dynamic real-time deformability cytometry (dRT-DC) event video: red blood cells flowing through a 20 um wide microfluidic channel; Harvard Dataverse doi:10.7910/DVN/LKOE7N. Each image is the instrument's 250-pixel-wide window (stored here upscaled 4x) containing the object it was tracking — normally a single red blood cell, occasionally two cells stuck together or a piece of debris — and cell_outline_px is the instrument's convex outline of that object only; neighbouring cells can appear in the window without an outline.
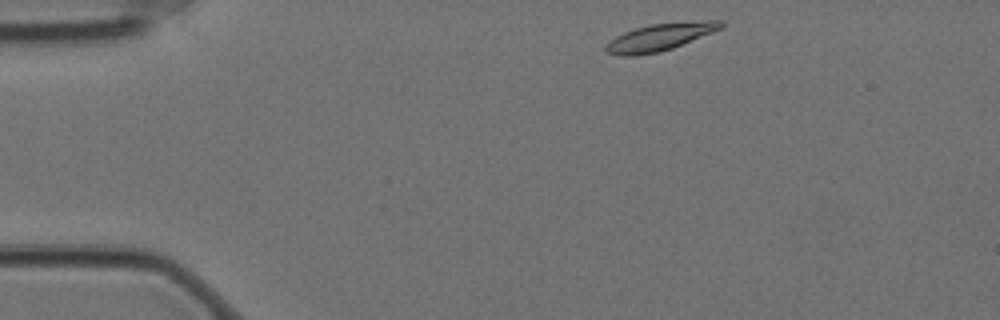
{"species": "Egyptian fruit bat (a non-hibernating species)", "species_latin": "Rousettus aegyptiacus", "temperature_condition": "cold", "stored_images_in_passage": 46, "camera_frame_rate_fps": 3000, "um_per_image_px": 0.085, "animal": {"sex": "female"}, "frame": {"image": 1, "passage_image": 1, "time_ms": 0.0, "image_size_px": [1000, 320], "cell_outline_px": [[724, 24], [720, 28], [712, 32], [672, 48], [660, 52], [636, 56], [620, 56], [608, 52], [604, 48], [616, 36], [624, 32], [636, 28], [652, 24], [708, 20], [720, 20]], "centroid_in_image_um": [56.08, 3.16], "position_along_channel_um": 28.9, "area_um2": 17.86}}
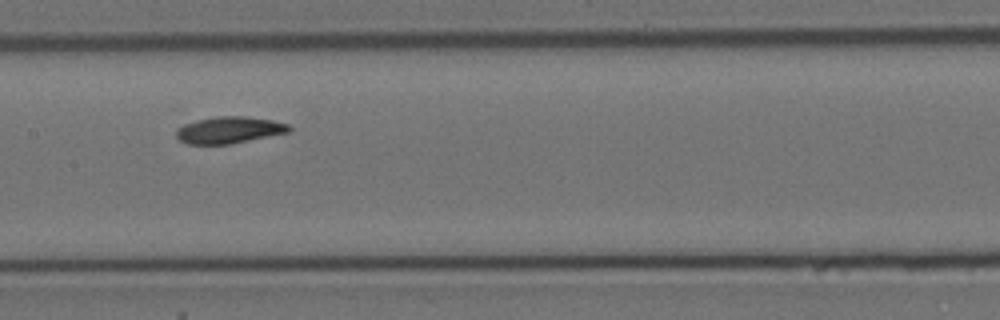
{"frame": {"image": 2, "passage_image": 20, "time_ms": 6.333, "image_size_px": [1000, 320], "cell_outline_px": [[292, 128], [288, 132], [228, 144], [188, 144], [180, 140], [176, 136], [176, 128], [184, 124], [196, 120], [216, 116], [244, 116], [272, 120], [288, 124]], "centroid_in_image_um": [19.44, 11.04], "position_along_channel_um": 188.0, "area_um2": 17.4}}
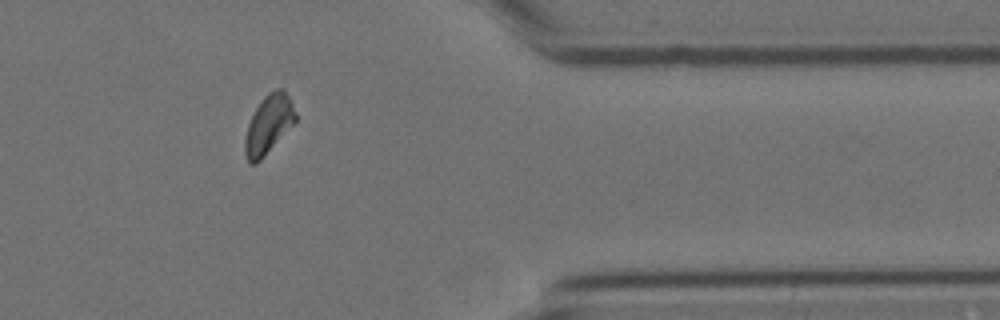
{"frame": {"image": 3, "passage_image": 39, "time_ms": 12.667, "image_size_px": [1000, 320], "cell_outline_px": [[296, 120], [264, 156], [256, 164], [248, 164], [244, 152], [244, 140], [248, 124], [256, 108], [264, 96], [268, 92], [276, 88], [284, 88], [292, 104], [296, 116]], "centroid_in_image_um": [22.8, 10.58], "position_along_channel_um": 388.6, "area_um2": 17.05}, "authors_computed_cell_mechanics": {"area_um2": 17.629, "velocity_mm_per_s": 3.4522, "shape_relaxation_time_tau1_ms": 4.1772, "shape_relaxation_time_tau2_ms": null, "deformation_change_tau1": 0.1128, "deformation_change_tau2": null}}